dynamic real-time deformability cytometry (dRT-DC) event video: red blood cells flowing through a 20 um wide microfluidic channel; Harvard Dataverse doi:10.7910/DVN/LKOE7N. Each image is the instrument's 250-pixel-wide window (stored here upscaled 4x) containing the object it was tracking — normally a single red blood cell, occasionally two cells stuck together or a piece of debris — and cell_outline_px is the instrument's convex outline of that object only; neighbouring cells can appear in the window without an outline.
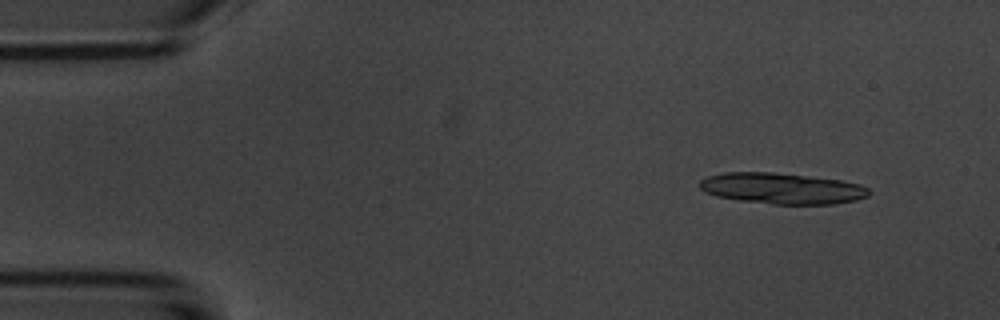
{"species": "common noctule bat (a hibernating species)", "species_latin": "Nyctalus noctula", "temperature_condition": "room temperature", "stored_images_in_passage": 4, "camera_frame_rate_fps": 3000, "um_per_image_px": 0.085, "animal": {"sex": "male", "body_mass_g": 20.1, "forearm_length_mm": 53.5}, "frame": {"image": 1, "passage_image": 1, "time_ms": 0.0, "image_size_px": [1000, 320], "cell_outline_px": [[868, 196], [856, 200], [836, 204], [772, 204], [740, 200], [716, 196], [704, 192], [700, 188], [700, 180], [708, 176], [724, 172], [772, 172], [844, 180], [860, 184], [868, 188]], "centroid_in_image_um": [66.47, 16.01], "position_along_channel_um": 18.5, "area_um2": 30.63}}